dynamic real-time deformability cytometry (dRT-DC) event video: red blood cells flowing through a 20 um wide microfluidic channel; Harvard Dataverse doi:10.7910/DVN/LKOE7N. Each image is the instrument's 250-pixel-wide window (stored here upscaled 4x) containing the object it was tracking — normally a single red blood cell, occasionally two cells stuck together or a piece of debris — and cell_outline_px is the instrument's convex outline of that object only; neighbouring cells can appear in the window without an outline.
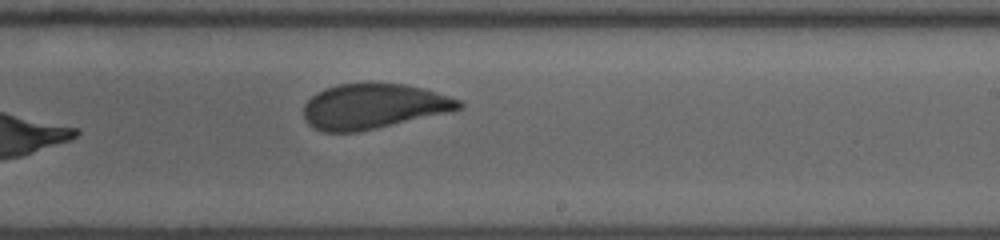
{"species": "human", "species_latin": "Homo sapiens", "temperature_condition": "room temperature", "stored_images_in_passage": 14, "camera_frame_rate_fps": 3000, "um_per_image_px": 0.085, "donor": {"sex": "male"}, "frame": {"image": 1, "passage_image": 14, "time_ms": 4.333, "image_size_px": [1000, 240], "cell_outline_px": [[464, 104], [460, 108], [444, 112], [376, 128], [356, 132], [324, 132], [312, 128], [304, 120], [304, 104], [316, 92], [324, 88], [336, 84], [404, 84], [424, 88], [460, 100]], "centroid_in_image_um": [31.66, 9.04], "position_along_channel_um": 257.3, "area_um2": 40.23}}